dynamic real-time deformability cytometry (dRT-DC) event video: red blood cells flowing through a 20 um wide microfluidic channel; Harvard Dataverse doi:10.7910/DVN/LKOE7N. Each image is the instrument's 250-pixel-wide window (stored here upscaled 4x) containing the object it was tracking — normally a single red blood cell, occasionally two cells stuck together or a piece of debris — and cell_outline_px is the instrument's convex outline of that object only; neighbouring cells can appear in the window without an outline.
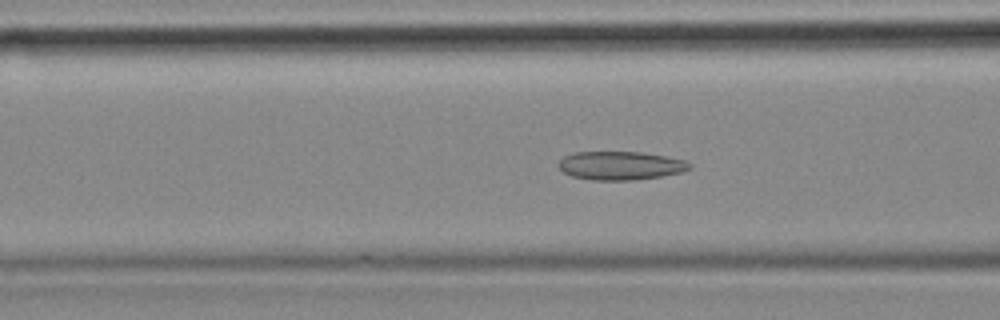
{"species": "common noctule bat (a hibernating species)", "species_latin": "Nyctalus noctula", "temperature_condition": "cold", "stored_images_in_passage": 25, "camera_frame_rate_fps": 3000, "um_per_image_px": 0.085, "animal": {"sex": "female", "body_mass_g": 18.4}, "frame": {"image": 1, "passage_image": 21, "time_ms": 6.667, "image_size_px": [1000, 320], "cell_outline_px": [[692, 168], [684, 172], [660, 176], [632, 180], [592, 180], [572, 176], [564, 172], [556, 164], [564, 156], [576, 152], [640, 152], [664, 156], [684, 160], [692, 164]], "centroid_in_image_um": [52.75, 14.08], "position_along_channel_um": 113.9, "area_um2": 21.73}}
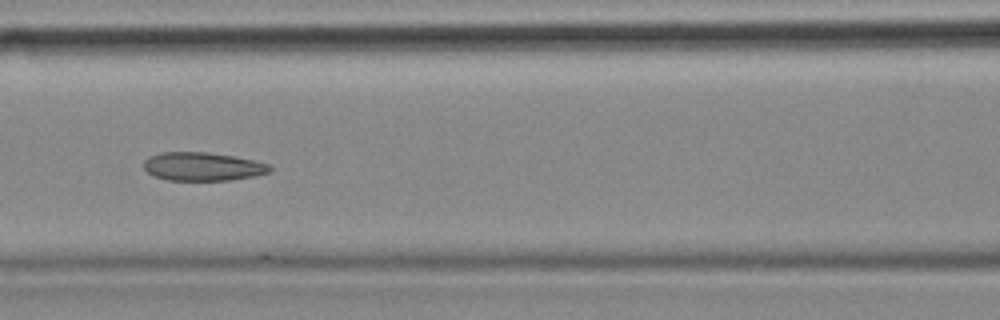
{"frame": {"image": 2, "passage_image": 24, "time_ms": 7.667, "image_size_px": [1000, 320], "cell_outline_px": [[272, 168], [268, 172], [252, 176], [228, 180], [168, 180], [152, 176], [144, 168], [144, 160], [148, 156], [164, 152], [208, 152], [256, 160], [272, 164]], "centroid_in_image_um": [17.22, 14.15], "position_along_channel_um": 149.4, "area_um2": 20.92}}